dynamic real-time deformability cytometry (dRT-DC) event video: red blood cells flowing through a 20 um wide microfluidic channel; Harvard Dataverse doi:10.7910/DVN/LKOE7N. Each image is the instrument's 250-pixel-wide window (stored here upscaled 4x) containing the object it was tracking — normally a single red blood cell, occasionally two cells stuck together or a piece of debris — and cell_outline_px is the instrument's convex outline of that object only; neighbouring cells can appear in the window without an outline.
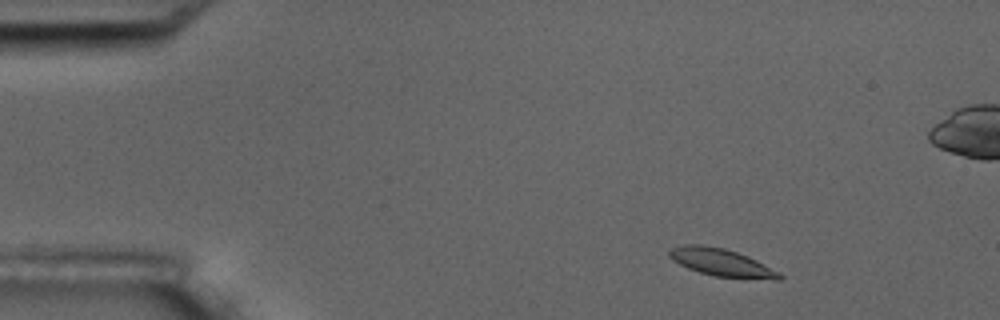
{"species": "common noctule bat (a hibernating species)", "species_latin": "Nyctalus noctula", "temperature_condition": "room temperature", "stored_images_in_passage": 5, "camera_frame_rate_fps": 3000, "um_per_image_px": 0.085, "animal": {"sex": "male", "body_mass_g": 17.5, "forearm_length_mm": 52.3}, "frame": {"image": 1, "passage_image": 1, "time_ms": 0.0, "image_size_px": [1000, 320], "cell_outline_px": [[784, 276], [780, 280], [776, 280], [716, 276], [700, 272], [688, 268], [680, 264], [668, 256], [668, 252], [672, 248], [684, 244], [700, 244], [724, 248], [748, 256], [780, 272]], "centroid_in_image_um": [61.35, 22.31], "position_along_channel_um": 23.7, "area_um2": 17.57}}